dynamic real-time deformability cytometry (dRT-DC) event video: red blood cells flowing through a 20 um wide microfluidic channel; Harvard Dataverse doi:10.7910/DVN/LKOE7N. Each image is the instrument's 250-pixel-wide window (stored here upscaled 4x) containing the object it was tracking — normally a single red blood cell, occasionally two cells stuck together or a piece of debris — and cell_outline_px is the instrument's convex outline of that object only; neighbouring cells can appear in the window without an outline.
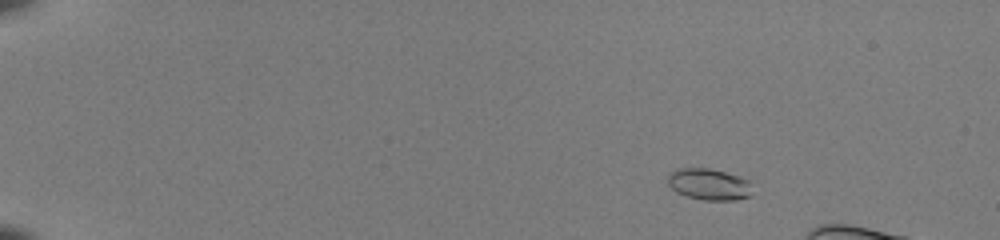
{"species": "common noctule bat (a hibernating species)", "species_latin": "Nyctalus noctula", "temperature_condition": "room temperature", "stored_images_in_passage": 44, "camera_frame_rate_fps": 3000, "um_per_image_px": 0.085, "animal": {"sex": "female", "body_mass_g": 22.0, "forearm_length_mm": 56.7}, "frame": {"image": 1, "passage_image": 3, "time_ms": 0.667, "image_size_px": [1000, 240], "cell_outline_px": [[752, 196], [736, 200], [704, 200], [688, 196], [676, 192], [668, 184], [668, 176], [676, 168], [708, 168], [724, 172], [748, 180]], "centroid_in_image_um": [60.25, 15.67], "position_along_channel_um": 24.8, "area_um2": 15.32}}
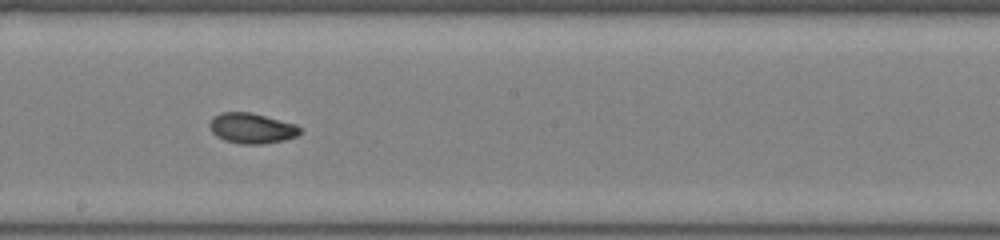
{"frame": {"image": 2, "passage_image": 27, "time_ms": 8.667, "image_size_px": [1000, 240], "cell_outline_px": [[300, 132], [296, 136], [284, 140], [264, 144], [240, 144], [224, 140], [216, 136], [212, 132], [208, 124], [212, 116], [220, 112], [252, 112], [296, 124], [300, 128]], "centroid_in_image_um": [21.36, 10.89], "position_along_channel_um": 226.8, "area_um2": 16.18}}
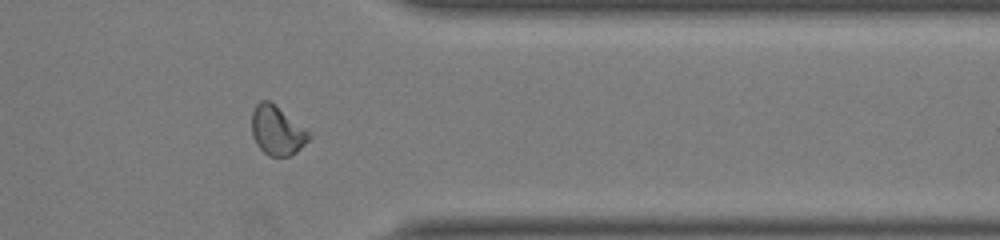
{"frame": {"image": 3, "passage_image": 39, "time_ms": 12.667, "image_size_px": [1000, 240], "cell_outline_px": [[312, 136], [292, 156], [268, 156], [256, 144], [252, 136], [252, 112], [256, 104], [260, 100], [268, 100], [304, 128]], "centroid_in_image_um": [23.51, 11.12], "position_along_channel_um": 387.9, "area_um2": 16.07}}